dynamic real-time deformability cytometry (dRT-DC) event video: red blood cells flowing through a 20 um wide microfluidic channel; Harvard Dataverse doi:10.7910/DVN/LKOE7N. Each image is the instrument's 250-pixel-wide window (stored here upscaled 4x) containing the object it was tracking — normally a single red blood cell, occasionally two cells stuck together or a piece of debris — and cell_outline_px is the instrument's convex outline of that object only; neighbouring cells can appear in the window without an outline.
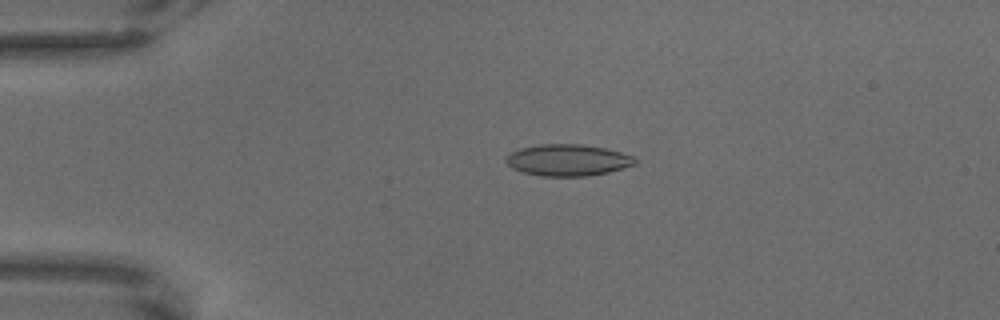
{"species": "common noctule bat (a hibernating species)", "species_latin": "Nyctalus noctula", "temperature_condition": "warm", "stored_images_in_passage": 63, "camera_frame_rate_fps": 3000, "um_per_image_px": 0.085, "animal": {"sex": "male", "body_mass_g": 18.8}, "frame": {"image": 1, "passage_image": 12, "time_ms": 3.667, "image_size_px": [1000, 320], "cell_outline_px": [[636, 164], [608, 172], [588, 176], [540, 176], [524, 172], [512, 168], [504, 160], [512, 152], [520, 148], [540, 144], [580, 144], [604, 148], [636, 156]], "centroid_in_image_um": [48.28, 13.61], "position_along_channel_um": 36.7, "area_um2": 23.64}}
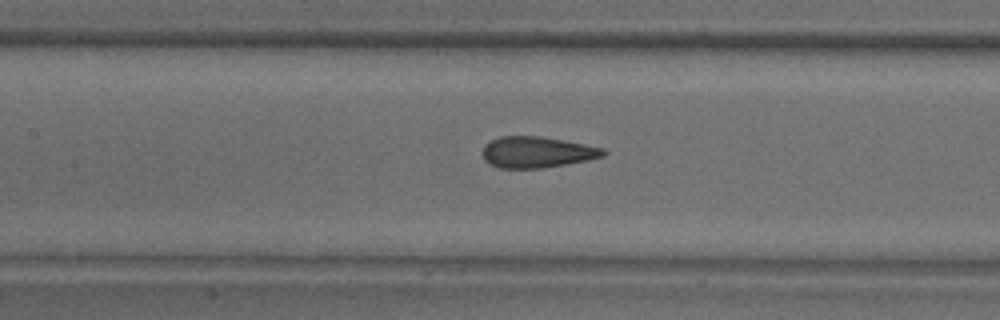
{"frame": {"image": 2, "passage_image": 28, "time_ms": 9.0, "image_size_px": [1000, 320], "cell_outline_px": [[608, 152], [604, 156], [588, 160], [540, 168], [500, 168], [488, 164], [484, 160], [480, 152], [484, 144], [500, 136], [540, 136], [584, 144], [604, 148]], "centroid_in_image_um": [45.59, 12.93], "position_along_channel_um": 161.8, "area_um2": 22.02}}
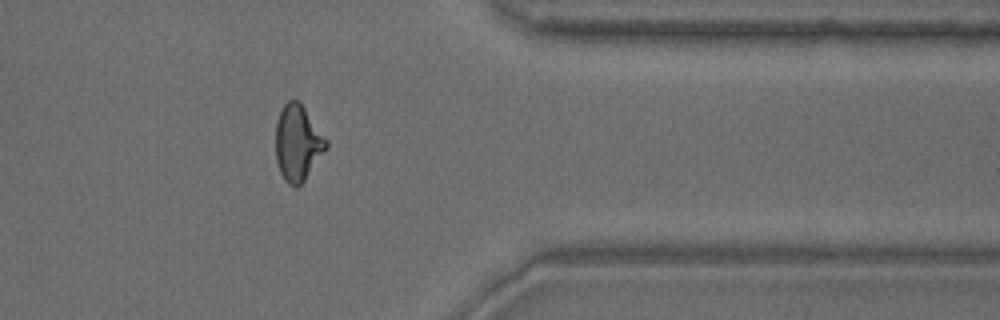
{"frame": {"image": 3, "passage_image": 51, "time_ms": 16.667, "image_size_px": [1000, 320], "cell_outline_px": [[328, 148], [304, 180], [296, 188], [288, 184], [284, 180], [280, 172], [276, 160], [276, 120], [284, 104], [288, 100], [300, 100], [328, 140]], "centroid_in_image_um": [25.32, 12.13], "position_along_channel_um": 386.1, "area_um2": 22.6}}